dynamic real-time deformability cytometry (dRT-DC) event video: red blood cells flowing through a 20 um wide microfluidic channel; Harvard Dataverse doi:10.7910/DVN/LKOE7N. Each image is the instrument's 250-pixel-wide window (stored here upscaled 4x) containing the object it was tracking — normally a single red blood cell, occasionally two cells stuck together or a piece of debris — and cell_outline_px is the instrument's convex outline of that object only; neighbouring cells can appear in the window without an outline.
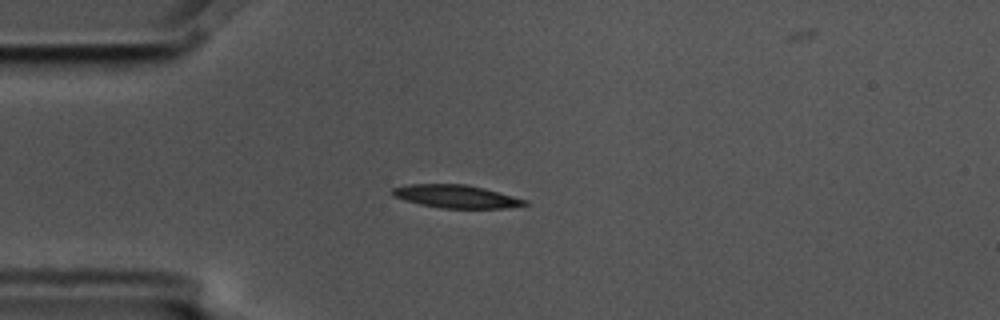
{"species": "common noctule bat (a hibernating species)", "species_latin": "Nyctalus noctula", "temperature_condition": "cold", "stored_images_in_passage": 14, "camera_frame_rate_fps": 3000, "um_per_image_px": 0.085, "animal": {"sex": "male", "body_mass_g": 17.5, "forearm_length_mm": 52.3}, "frame": {"image": 1, "passage_image": 3, "time_ms": 0.667, "image_size_px": [1000, 320], "cell_outline_px": [[528, 204], [504, 208], [440, 208], [420, 204], [404, 200], [392, 196], [392, 188], [412, 184], [464, 184], [484, 188], [528, 200]], "centroid_in_image_um": [38.76, 16.7], "position_along_channel_um": 46.2, "area_um2": 17.63}}
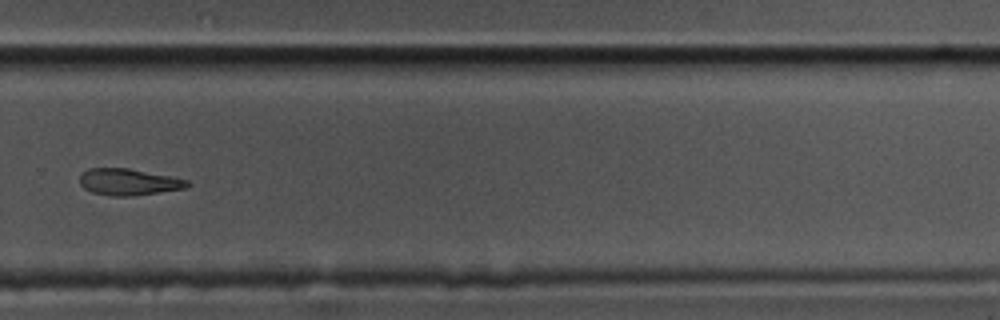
{"frame": {"image": 2, "passage_image": 10, "time_ms": 3.0, "image_size_px": [1000, 320], "cell_outline_px": [[192, 184], [184, 188], [132, 196], [108, 196], [92, 192], [84, 188], [80, 184], [80, 176], [88, 168], [128, 168], [172, 176], [188, 180]], "centroid_in_image_um": [10.93, 15.46], "position_along_channel_um": 318.9, "area_um2": 16.65}}
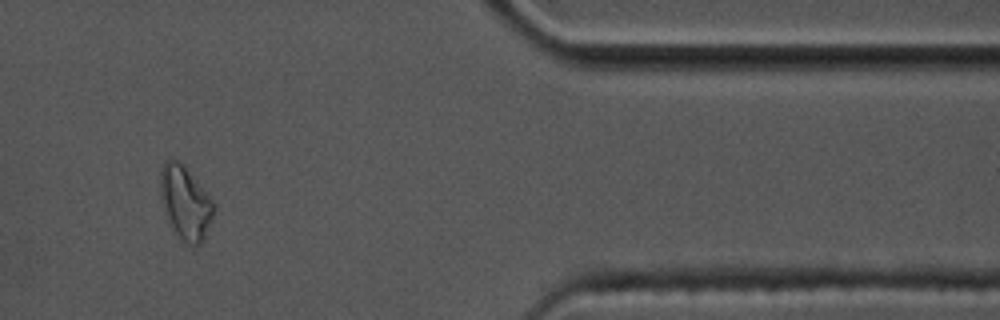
{"frame": {"image": 3, "passage_image": 12, "time_ms": 3.667, "image_size_px": [1000, 320], "cell_outline_px": [[212, 216], [204, 236], [200, 244], [188, 244], [176, 232], [168, 220], [164, 212], [160, 196], [160, 172], [164, 160], [176, 160], [184, 164], [212, 200]], "centroid_in_image_um": [15.7, 17.17], "position_along_channel_um": 395.7, "area_um2": 22.14}}